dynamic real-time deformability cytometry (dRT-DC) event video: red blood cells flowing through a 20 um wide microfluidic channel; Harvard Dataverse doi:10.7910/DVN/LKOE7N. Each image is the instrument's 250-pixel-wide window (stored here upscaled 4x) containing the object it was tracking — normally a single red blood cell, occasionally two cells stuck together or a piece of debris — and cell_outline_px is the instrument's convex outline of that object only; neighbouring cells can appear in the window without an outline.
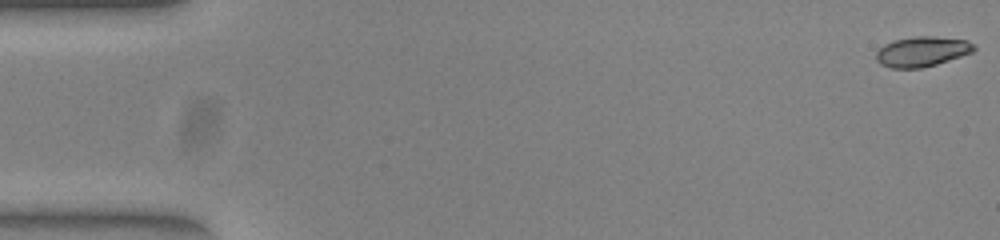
{"species": "common noctule bat (a hibernating species)", "species_latin": "Nyctalus noctula", "temperature_condition": "warm", "stored_images_in_passage": 13, "camera_frame_rate_fps": 3000, "um_per_image_px": 0.085, "animal": {"sex": "female", "body_mass_g": 23.0, "forearm_length_mm": 53.4}, "frame": {"image": 1, "passage_image": 1, "time_ms": 0.0, "image_size_px": [1000, 240], "cell_outline_px": [[976, 48], [972, 52], [936, 64], [920, 68], [892, 68], [880, 64], [876, 60], [876, 52], [884, 44], [896, 40], [916, 36], [932, 36], [968, 40]], "centroid_in_image_um": [78.35, 4.38], "position_along_channel_um": 6.7, "area_um2": 16.94}}